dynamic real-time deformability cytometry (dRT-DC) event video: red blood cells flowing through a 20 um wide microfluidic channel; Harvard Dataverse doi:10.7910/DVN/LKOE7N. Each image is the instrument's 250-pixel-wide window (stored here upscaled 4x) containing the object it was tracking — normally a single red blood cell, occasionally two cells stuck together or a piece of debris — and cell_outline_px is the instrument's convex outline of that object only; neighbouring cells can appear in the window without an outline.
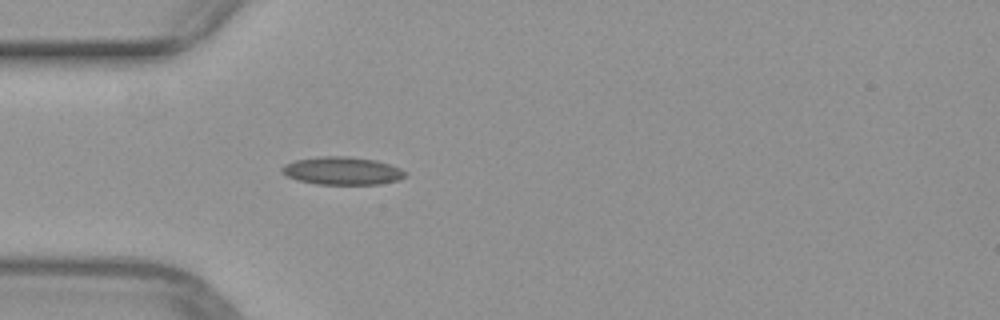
{"species": "common noctule bat (a hibernating species)", "species_latin": "Nyctalus noctula", "temperature_condition": "warm", "stored_images_in_passage": 37, "camera_frame_rate_fps": 3000, "um_per_image_px": 0.085, "animal": {"sex": "female", "body_mass_g": 29.2, "forearm_length_mm": 56.3}, "frame": {"image": 1, "passage_image": 1, "time_ms": 0.0, "image_size_px": [1000, 320], "cell_outline_px": [[408, 172], [404, 176], [396, 180], [380, 184], [316, 184], [296, 180], [280, 172], [280, 168], [284, 164], [292, 160], [320, 156], [348, 156], [376, 160], [400, 168]], "centroid_in_image_um": [29.03, 14.51], "position_along_channel_um": 56.0, "area_um2": 20.17}}
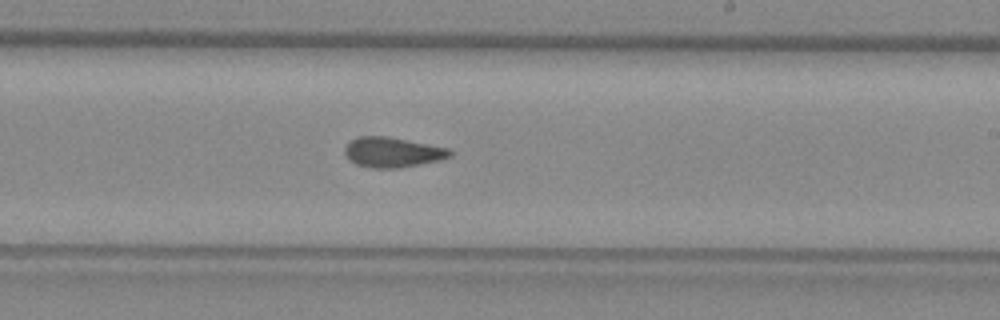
{"frame": {"image": 2, "passage_image": 16, "time_ms": 5.0, "image_size_px": [1000, 320], "cell_outline_px": [[452, 156], [440, 160], [400, 168], [372, 168], [356, 164], [348, 160], [344, 152], [344, 148], [352, 140], [360, 136], [388, 136], [448, 148], [452, 152]], "centroid_in_image_um": [33.35, 12.95], "position_along_channel_um": 255.6, "area_um2": 18.44}}
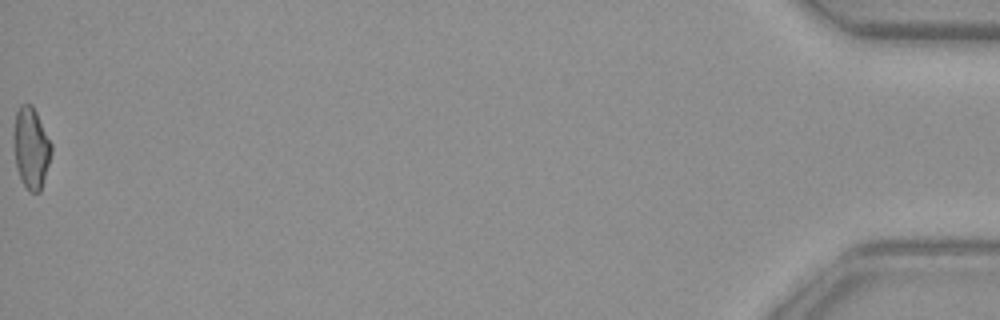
{"frame": {"image": 3, "passage_image": 37, "time_ms": 12.0, "image_size_px": [1000, 320], "cell_outline_px": [[52, 152], [40, 192], [28, 192], [20, 180], [16, 168], [12, 136], [16, 112], [20, 104], [32, 104], [52, 144]], "centroid_in_image_um": [2.62, 12.58], "position_along_channel_um": 432.6, "area_um2": 18.09}}